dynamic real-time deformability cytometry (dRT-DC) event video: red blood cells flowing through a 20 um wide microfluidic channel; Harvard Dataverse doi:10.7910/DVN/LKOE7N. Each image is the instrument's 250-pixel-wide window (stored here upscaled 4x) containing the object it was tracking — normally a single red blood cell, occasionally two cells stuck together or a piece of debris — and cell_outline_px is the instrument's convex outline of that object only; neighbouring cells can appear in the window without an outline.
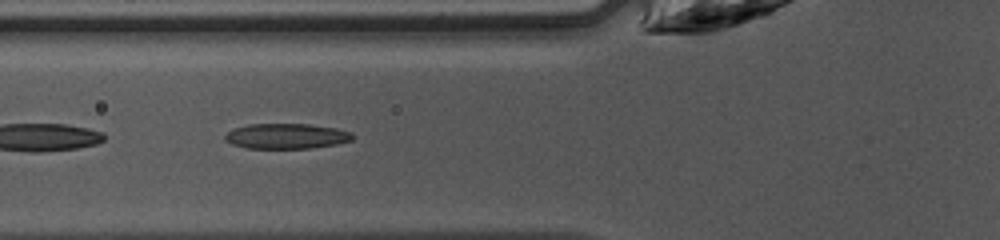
{"species": "common noctule bat (a hibernating species)", "species_latin": "Nyctalus noctula", "temperature_condition": "warm", "stored_images_in_passage": 39, "camera_frame_rate_fps": 3000, "um_per_image_px": 0.085, "animal": {"sex": "female", "body_mass_g": 10.0, "forearm_length_mm": 53.1}, "frame": {"image": 1, "passage_image": 11, "time_ms": 3.333, "image_size_px": [1000, 240], "cell_outline_px": [[352, 140], [336, 144], [308, 148], [248, 148], [232, 144], [224, 140], [224, 136], [232, 128], [248, 124], [308, 124], [336, 128], [352, 132]], "centroid_in_image_um": [24.31, 11.56], "position_along_channel_um": 101.5, "area_um2": 18.73}}
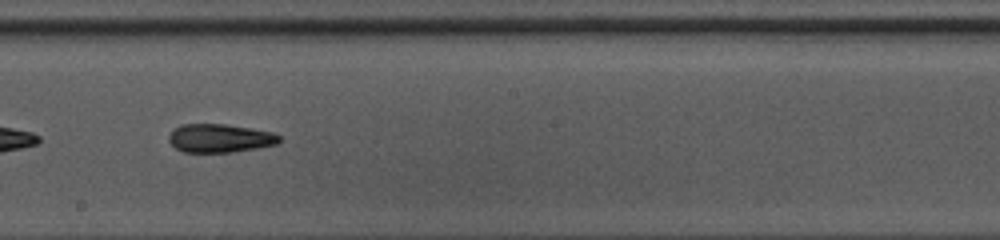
{"frame": {"image": 2, "passage_image": 20, "time_ms": 6.333, "image_size_px": [1000, 240], "cell_outline_px": [[280, 140], [276, 144], [256, 148], [232, 152], [184, 152], [176, 148], [168, 140], [168, 136], [172, 128], [180, 124], [224, 124], [276, 132], [280, 136]], "centroid_in_image_um": [18.67, 11.73], "position_along_channel_um": 229.5, "area_um2": 18.44}}
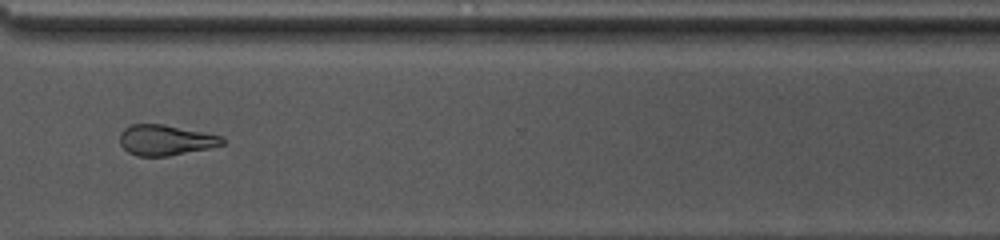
{"frame": {"image": 3, "passage_image": 29, "time_ms": 9.333, "image_size_px": [1000, 240], "cell_outline_px": [[224, 144], [208, 148], [168, 156], [136, 156], [128, 152], [120, 144], [120, 132], [124, 128], [132, 124], [164, 124], [224, 136]], "centroid_in_image_um": [14.06, 11.9], "position_along_channel_um": 356.5, "area_um2": 18.26}, "authors_computed_cell_mechanics": {"area_um2": 19.0162, "velocity_mm_per_s": 4.2376, "shape_relaxation_time_tau1_ms": 5.8436, "shape_relaxation_time_tau2_ms": 3.1714, "deformation_change_tau1": 0.1671, "deformation_change_tau2": 0.1215}}